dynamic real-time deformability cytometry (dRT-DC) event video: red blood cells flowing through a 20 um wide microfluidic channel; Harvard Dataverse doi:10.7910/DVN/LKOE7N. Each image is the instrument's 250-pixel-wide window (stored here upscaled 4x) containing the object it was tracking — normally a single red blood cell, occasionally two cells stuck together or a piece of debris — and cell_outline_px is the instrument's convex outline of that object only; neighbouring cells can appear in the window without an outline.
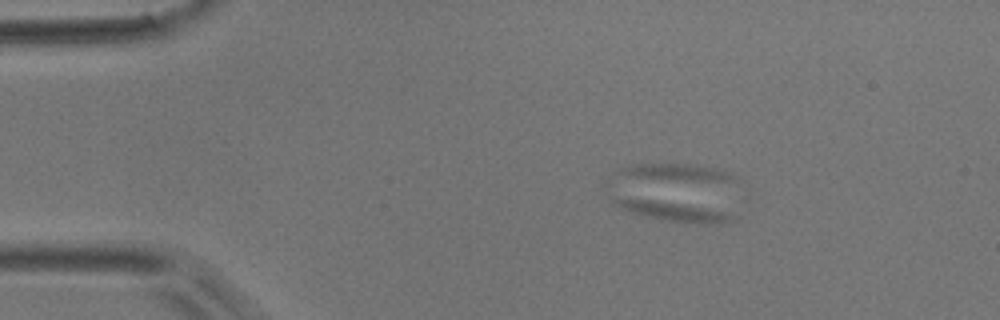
{"species": "common noctule bat (a hibernating species)", "species_latin": "Nyctalus noctula", "temperature_condition": "room temperature", "stored_images_in_passage": 6, "camera_frame_rate_fps": 3000, "um_per_image_px": 0.085, "animal": {"sex": "male", "body_mass_g": 17.9}, "frame": {"image": 1, "passage_image": 3, "time_ms": 2.333, "image_size_px": [1000, 320], "cell_outline_px": [[736, 220], [712, 224], [696, 224], [664, 220], [644, 216], [620, 208], [612, 204], [608, 200], [604, 188], [604, 180], [608, 180], [724, 212], [736, 216]], "centroid_in_image_um": [56.25, 17.5], "position_along_channel_um": 28.7, "area_um2": 19.31}}